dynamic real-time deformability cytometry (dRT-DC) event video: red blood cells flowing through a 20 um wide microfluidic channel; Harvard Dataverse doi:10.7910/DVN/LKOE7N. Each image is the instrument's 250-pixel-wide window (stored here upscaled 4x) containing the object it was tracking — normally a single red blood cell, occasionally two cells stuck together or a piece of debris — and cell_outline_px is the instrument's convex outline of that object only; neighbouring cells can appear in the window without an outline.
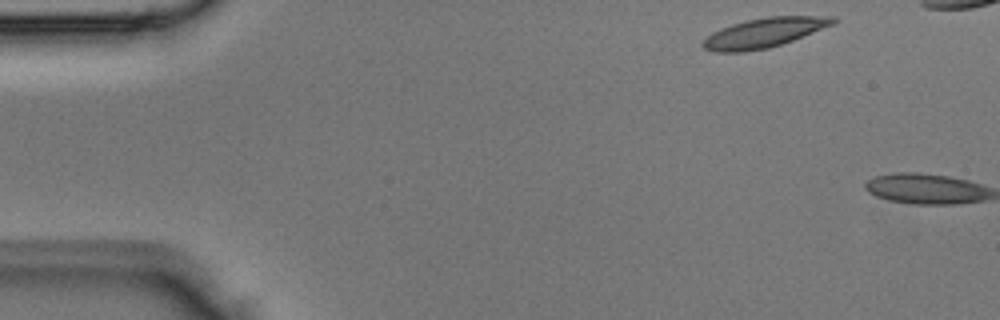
{"species": "Egyptian fruit bat (a non-hibernating species)", "species_latin": "Rousettus aegyptiacus", "temperature_condition": "room temperature", "stored_images_in_passage": 2, "camera_frame_rate_fps": 3000, "um_per_image_px": 0.085, "animal": {"sex": "male"}, "frame": {"image": 1, "passage_image": 1, "time_ms": 0.0, "image_size_px": [1000, 320], "cell_outline_px": [[836, 20], [832, 24], [792, 40], [768, 48], [744, 52], [716, 52], [704, 48], [700, 44], [712, 32], [720, 28], [732, 24], [748, 20], [768, 16], [836, 16]], "centroid_in_image_um": [64.9, 2.78], "position_along_channel_um": 20.1, "area_um2": 22.08}}